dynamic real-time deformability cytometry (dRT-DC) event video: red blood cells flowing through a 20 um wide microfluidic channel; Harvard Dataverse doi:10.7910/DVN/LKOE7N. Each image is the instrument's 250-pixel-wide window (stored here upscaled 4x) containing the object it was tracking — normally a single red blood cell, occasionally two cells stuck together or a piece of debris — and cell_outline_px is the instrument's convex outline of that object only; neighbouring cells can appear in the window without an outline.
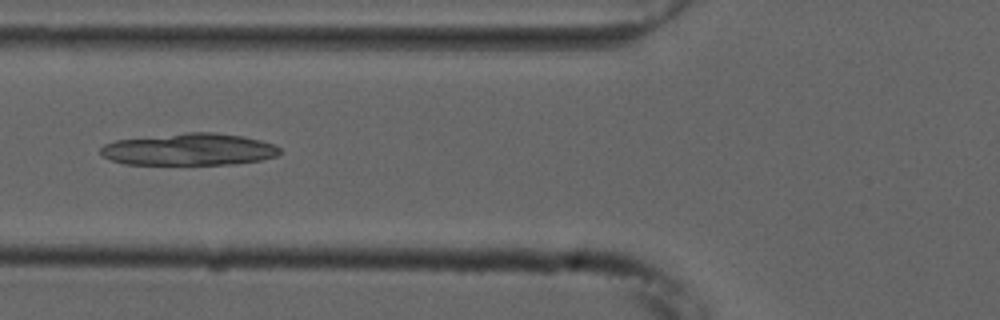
{"species": "common noctule bat (a hibernating species)", "species_latin": "Nyctalus noctula", "temperature_condition": "cold", "stored_images_in_passage": 53, "camera_frame_rate_fps": 3000, "um_per_image_px": 0.085, "animal": {"sex": "male", "forearm_length_mm": 52.5}, "frame": {"image": 1, "passage_image": 20, "time_ms": 6.333, "image_size_px": [1000, 320], "cell_outline_px": [[280, 152], [276, 156], [260, 160], [236, 164], [124, 164], [112, 160], [104, 156], [100, 152], [100, 148], [104, 144], [116, 140], [184, 132], [212, 132], [244, 136], [260, 140], [272, 144], [280, 148]], "centroid_in_image_um": [16.08, 12.69], "position_along_channel_um": 109.7, "area_um2": 33.41}}
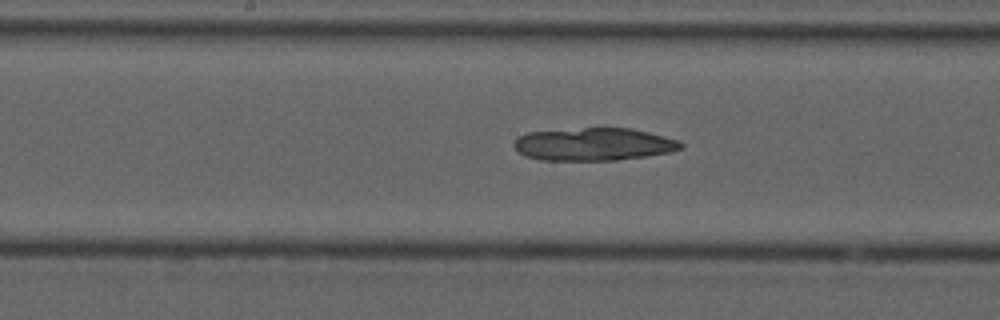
{"frame": {"image": 2, "passage_image": 27, "time_ms": 8.667, "image_size_px": [1000, 320], "cell_outline_px": [[684, 148], [672, 152], [616, 160], [540, 160], [524, 156], [512, 144], [520, 136], [528, 132], [584, 128], [632, 128], [680, 140], [684, 144]], "centroid_in_image_um": [50.51, 12.26], "position_along_channel_um": 197.7, "area_um2": 31.85}}
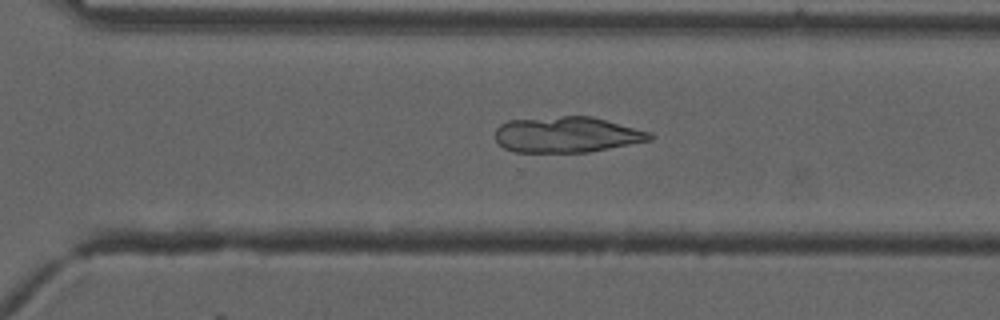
{"frame": {"image": 3, "passage_image": 37, "time_ms": 12.0, "image_size_px": [1000, 320], "cell_outline_px": [[656, 136], [652, 140], [588, 152], [512, 152], [504, 148], [496, 140], [496, 128], [500, 124], [508, 120], [560, 116], [592, 116], [652, 132]], "centroid_in_image_um": [48.2, 11.44], "position_along_channel_um": 322.4, "area_um2": 32.48}}